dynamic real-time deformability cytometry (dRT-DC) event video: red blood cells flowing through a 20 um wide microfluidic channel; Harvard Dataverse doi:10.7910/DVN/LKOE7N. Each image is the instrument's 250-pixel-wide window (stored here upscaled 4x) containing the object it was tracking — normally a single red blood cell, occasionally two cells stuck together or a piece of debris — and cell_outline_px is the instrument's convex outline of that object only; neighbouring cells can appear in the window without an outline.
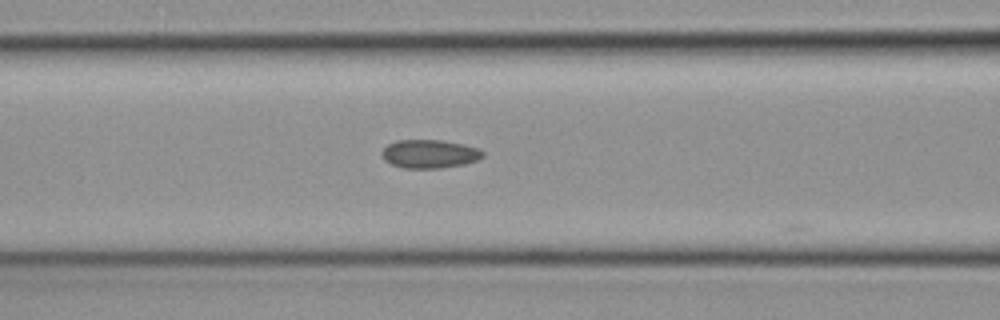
{"species": "common noctule bat (a hibernating species)", "species_latin": "Nyctalus noctula", "temperature_condition": "cold", "stored_images_in_passage": 13, "camera_frame_rate_fps": 3000, "um_per_image_px": 0.085, "animal": {"sex": "female", "body_mass_g": 19.3, "forearm_length_mm": 54.1}, "frame": {"image": 1, "passage_image": 10, "time_ms": 3.0, "image_size_px": [1000, 320], "cell_outline_px": [[484, 156], [476, 160], [464, 164], [440, 168], [404, 168], [392, 164], [384, 160], [384, 148], [388, 144], [396, 140], [440, 140], [464, 144], [476, 148], [484, 152]], "centroid_in_image_um": [36.53, 13.08], "position_along_channel_um": 130.1, "area_um2": 16.53}}